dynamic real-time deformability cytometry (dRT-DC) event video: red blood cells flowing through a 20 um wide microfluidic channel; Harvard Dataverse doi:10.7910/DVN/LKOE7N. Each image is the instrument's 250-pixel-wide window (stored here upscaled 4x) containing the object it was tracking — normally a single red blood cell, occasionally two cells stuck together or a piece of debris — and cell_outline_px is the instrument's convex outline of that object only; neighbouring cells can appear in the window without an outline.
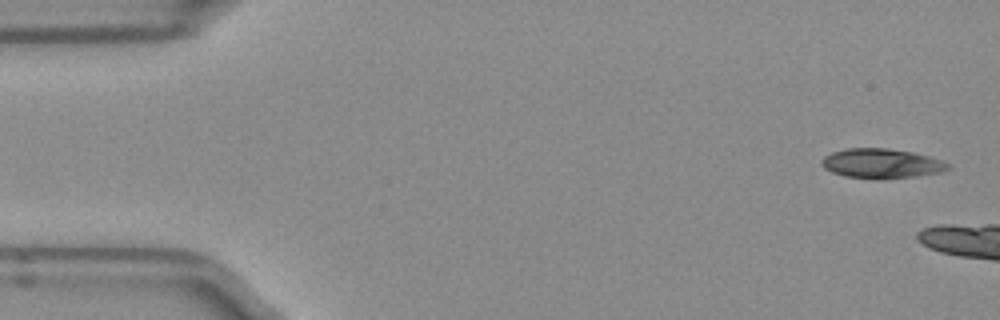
{"species": "Egyptian fruit bat (a non-hibernating species)", "species_latin": "Rousettus aegyptiacus", "temperature_condition": "room temperature", "stored_images_in_passage": 3, "camera_frame_rate_fps": 3000, "um_per_image_px": 0.085, "frame": {"image": 1, "passage_image": 1, "time_ms": 0.0, "image_size_px": [1000, 320], "cell_outline_px": [[952, 168], [940, 172], [916, 176], [888, 180], [876, 180], [844, 176], [832, 172], [824, 168], [820, 164], [820, 160], [824, 156], [832, 152], [848, 148], [888, 148], [912, 152], [928, 156], [952, 164]], "centroid_in_image_um": [74.92, 13.91], "position_along_channel_um": 10.1, "area_um2": 22.25}}